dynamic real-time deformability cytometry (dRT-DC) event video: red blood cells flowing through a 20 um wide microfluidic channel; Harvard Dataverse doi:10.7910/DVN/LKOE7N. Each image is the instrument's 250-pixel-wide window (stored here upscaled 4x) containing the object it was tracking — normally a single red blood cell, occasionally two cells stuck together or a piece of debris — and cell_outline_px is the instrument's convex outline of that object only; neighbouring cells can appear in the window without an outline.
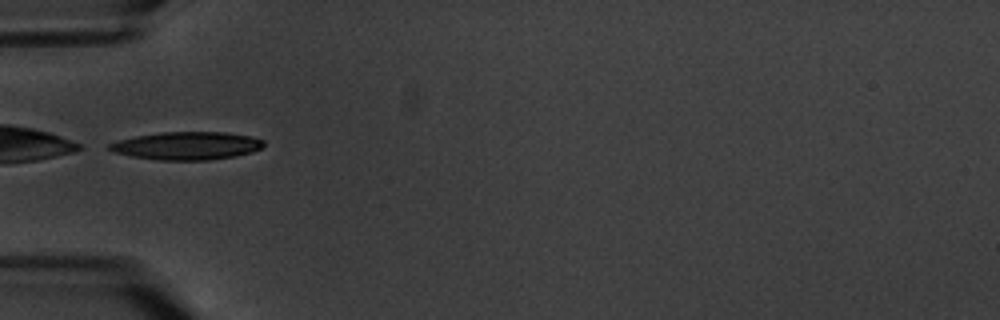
{"species": "common noctule bat (a hibernating species)", "species_latin": "Nyctalus noctula", "temperature_condition": "warm", "stored_images_in_passage": 10, "camera_frame_rate_fps": 3000, "um_per_image_px": 0.085, "animal": {"sex": "male", "body_mass_g": 20.1, "forearm_length_mm": 53.5}, "frame": {"image": 1, "passage_image": 6, "time_ms": 6.0, "image_size_px": [1000, 320], "cell_outline_px": [[264, 148], [252, 152], [236, 156], [208, 160], [156, 160], [132, 156], [116, 152], [108, 148], [108, 144], [120, 140], [136, 136], [164, 132], [224, 132], [248, 136], [264, 140]], "centroid_in_image_um": [15.93, 12.39], "position_along_channel_um": 69.1, "area_um2": 24.97}}